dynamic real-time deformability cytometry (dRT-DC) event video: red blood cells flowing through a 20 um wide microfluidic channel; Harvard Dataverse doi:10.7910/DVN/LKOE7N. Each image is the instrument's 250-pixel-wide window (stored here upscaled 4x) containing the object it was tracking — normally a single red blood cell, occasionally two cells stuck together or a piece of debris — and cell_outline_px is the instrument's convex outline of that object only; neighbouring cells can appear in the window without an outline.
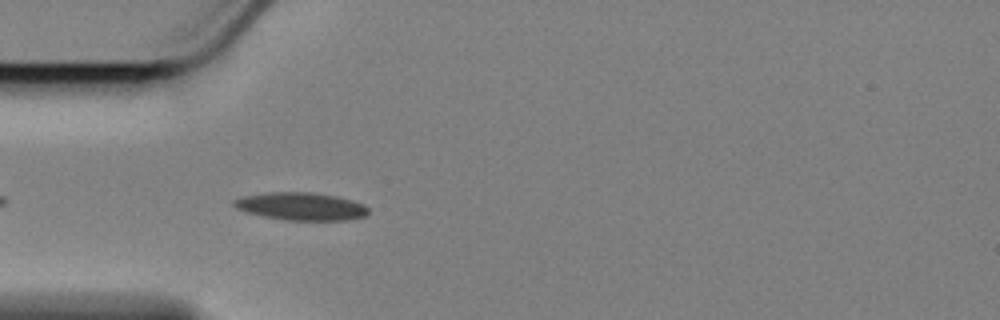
{"species": "Egyptian fruit bat (a non-hibernating species)", "species_latin": "Rousettus aegyptiacus", "temperature_condition": "cold", "stored_images_in_passage": 5, "camera_frame_rate_fps": 3000, "um_per_image_px": 0.085, "animal": {"sex": "female"}, "frame": {"image": 1, "passage_image": 2, "time_ms": 0.333, "image_size_px": [1000, 320], "cell_outline_px": [[368, 212], [364, 216], [348, 220], [284, 220], [244, 212], [236, 208], [232, 204], [232, 200], [244, 196], [272, 192], [308, 192], [336, 196], [352, 200], [364, 204], [368, 208]], "centroid_in_image_um": [25.57, 17.54], "position_along_channel_um": 59.4, "area_um2": 21.68}}